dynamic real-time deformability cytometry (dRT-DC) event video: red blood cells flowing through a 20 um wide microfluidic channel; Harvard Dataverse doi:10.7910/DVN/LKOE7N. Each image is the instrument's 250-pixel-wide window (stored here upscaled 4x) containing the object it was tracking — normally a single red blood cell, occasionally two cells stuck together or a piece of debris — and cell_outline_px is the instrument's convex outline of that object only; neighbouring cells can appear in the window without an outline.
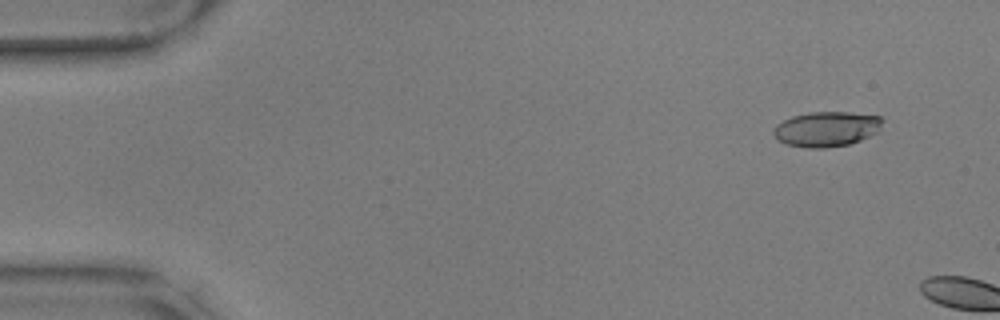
{"species": "common noctule bat (a hibernating species)", "species_latin": "Nyctalus noctula", "temperature_condition": "warm", "stored_images_in_passage": 6, "camera_frame_rate_fps": 3000, "um_per_image_px": 0.085, "animal": {"sex": "male", "body_mass_g": 17.9, "forearm_length_mm": 54.2}, "frame": {"image": 1, "passage_image": 3, "time_ms": 0.667, "image_size_px": [1000, 320], "cell_outline_px": [[884, 120], [880, 132], [860, 140], [848, 144], [824, 148], [808, 148], [784, 144], [772, 132], [776, 124], [792, 116], [808, 112], [848, 112], [880, 116]], "centroid_in_image_um": [70.29, 10.96], "position_along_channel_um": 14.7, "area_um2": 22.43}}